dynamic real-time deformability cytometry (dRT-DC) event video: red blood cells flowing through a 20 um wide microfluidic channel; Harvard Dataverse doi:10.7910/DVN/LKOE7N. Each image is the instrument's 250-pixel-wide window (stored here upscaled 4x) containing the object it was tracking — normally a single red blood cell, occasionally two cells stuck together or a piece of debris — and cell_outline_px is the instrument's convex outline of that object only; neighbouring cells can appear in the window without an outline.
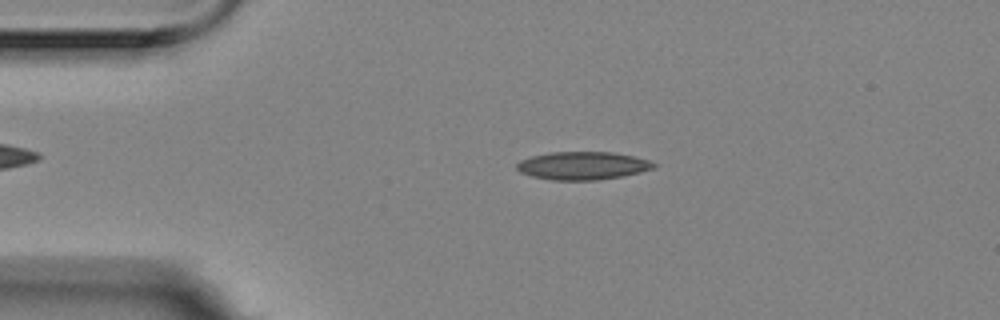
{"species": "Egyptian fruit bat (a non-hibernating species)", "species_latin": "Rousettus aegyptiacus", "temperature_condition": "room temperature", "stored_images_in_passage": 2, "camera_frame_rate_fps": 3000, "um_per_image_px": 0.085, "animal": {"sex": "female"}, "frame": {"image": 1, "passage_image": 2, "time_ms": 0.333, "image_size_px": [1000, 320], "cell_outline_px": [[656, 168], [624, 176], [600, 180], [552, 180], [532, 176], [520, 172], [516, 168], [516, 164], [520, 160], [532, 156], [552, 152], [612, 152], [632, 156], [648, 160], [656, 164]], "centroid_in_image_um": [49.53, 14.09], "position_along_channel_um": 35.5, "area_um2": 22.37}}